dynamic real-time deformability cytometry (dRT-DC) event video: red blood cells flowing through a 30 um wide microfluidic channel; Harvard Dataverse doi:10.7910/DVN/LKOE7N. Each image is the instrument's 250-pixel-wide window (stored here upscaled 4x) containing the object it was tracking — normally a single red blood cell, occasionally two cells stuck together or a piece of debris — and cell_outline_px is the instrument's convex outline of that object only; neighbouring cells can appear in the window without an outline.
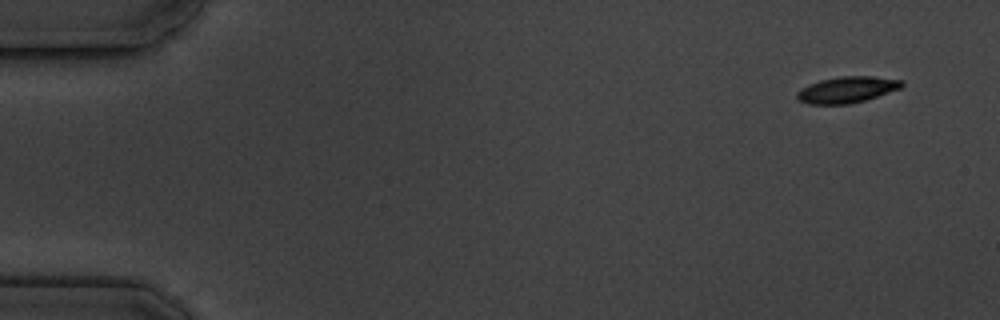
{"species": "common noctule bat (a hibernating species)", "species_latin": "Nyctalus noctula", "temperature_condition": "cold", "stored_images_in_passage": 5, "camera_frame_rate_fps": 3000, "um_per_image_px": 0.085, "animal": {"sex": "male", "body_mass_g": 19.5, "forearm_length_mm": 54.6}, "frame": {"image": 1, "passage_image": 1, "time_ms": 0.0, "image_size_px": [1000, 320], "cell_outline_px": [[904, 84], [900, 88], [864, 100], [848, 104], [808, 104], [800, 100], [796, 96], [796, 92], [800, 88], [808, 84], [820, 80], [840, 76], [872, 76], [904, 80]], "centroid_in_image_um": [71.96, 7.61], "position_along_channel_um": 13.0, "area_um2": 15.95}}
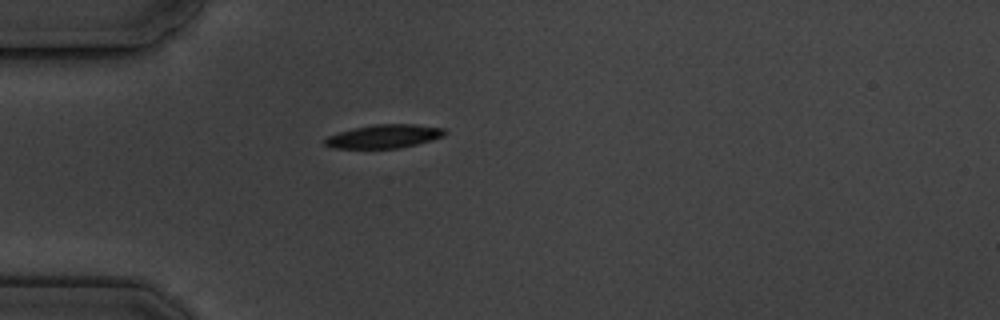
{"frame": {"image": 2, "passage_image": 4, "time_ms": 4.333, "image_size_px": [1000, 320], "cell_outline_px": [[448, 132], [444, 136], [432, 140], [400, 148], [332, 148], [324, 144], [324, 140], [328, 136], [340, 132], [356, 128], [376, 124], [416, 124], [444, 128]], "centroid_in_image_um": [32.69, 11.59], "position_along_channel_um": 52.3, "area_um2": 16.36}}